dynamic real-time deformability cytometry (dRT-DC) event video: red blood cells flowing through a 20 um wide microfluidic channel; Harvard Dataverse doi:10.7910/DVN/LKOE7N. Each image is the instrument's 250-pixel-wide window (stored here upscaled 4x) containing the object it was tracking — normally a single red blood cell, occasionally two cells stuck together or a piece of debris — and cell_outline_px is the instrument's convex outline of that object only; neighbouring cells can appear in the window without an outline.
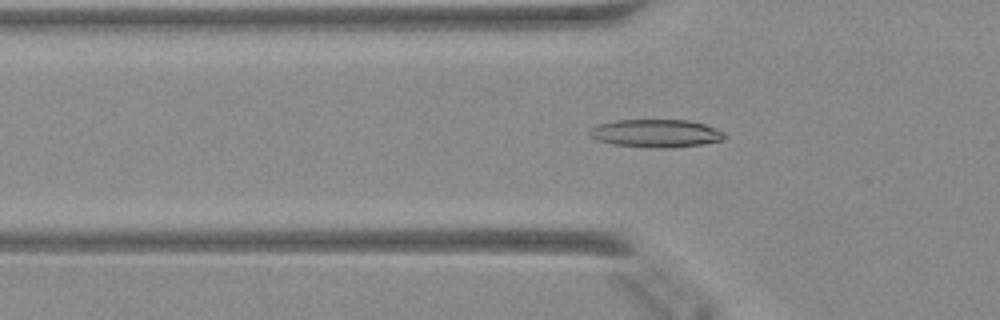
{"species": "Egyptian fruit bat (a non-hibernating species)", "species_latin": "Rousettus aegyptiacus", "temperature_condition": "warm", "stored_images_in_passage": 34, "camera_frame_rate_fps": 3000, "um_per_image_px": 0.085, "animal": {"sex": "female"}, "frame": {"image": 1, "passage_image": 7, "time_ms": 2.0, "image_size_px": [1000, 320], "cell_outline_px": [[728, 136], [720, 140], [700, 144], [660, 148], [652, 148], [612, 144], [600, 140], [592, 136], [588, 132], [592, 128], [600, 124], [616, 120], [688, 120], [704, 124], [724, 132]], "centroid_in_image_um": [55.77, 11.32], "position_along_channel_um": 70.0, "area_um2": 21.56}}
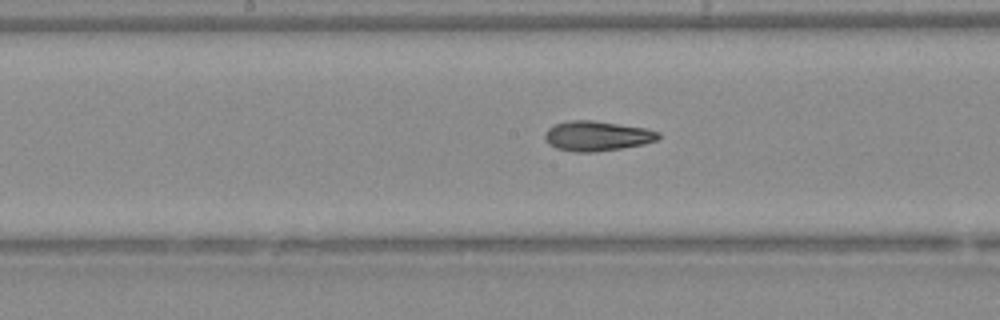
{"frame": {"image": 2, "passage_image": 16, "time_ms": 5.0, "image_size_px": [1000, 320], "cell_outline_px": [[660, 136], [656, 140], [644, 144], [620, 148], [592, 152], [576, 152], [556, 148], [548, 144], [544, 136], [544, 132], [548, 128], [556, 124], [568, 120], [592, 120], [648, 128], [660, 132]], "centroid_in_image_um": [50.74, 11.55], "position_along_channel_um": 197.5, "area_um2": 19.83}}
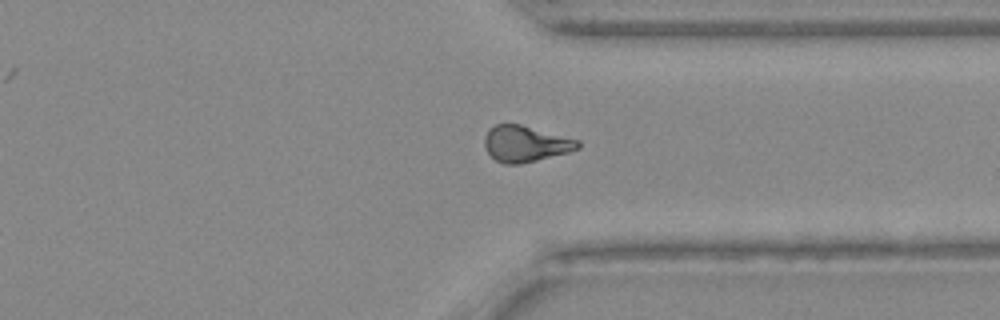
{"frame": {"image": 3, "passage_image": 28, "time_ms": 9.0, "image_size_px": [1000, 320], "cell_outline_px": [[580, 148], [568, 152], [520, 164], [504, 164], [496, 160], [488, 152], [484, 144], [484, 136], [488, 128], [496, 124], [520, 124], [580, 140]], "centroid_in_image_um": [44.65, 12.21], "position_along_channel_um": 366.7, "area_um2": 19.59}}